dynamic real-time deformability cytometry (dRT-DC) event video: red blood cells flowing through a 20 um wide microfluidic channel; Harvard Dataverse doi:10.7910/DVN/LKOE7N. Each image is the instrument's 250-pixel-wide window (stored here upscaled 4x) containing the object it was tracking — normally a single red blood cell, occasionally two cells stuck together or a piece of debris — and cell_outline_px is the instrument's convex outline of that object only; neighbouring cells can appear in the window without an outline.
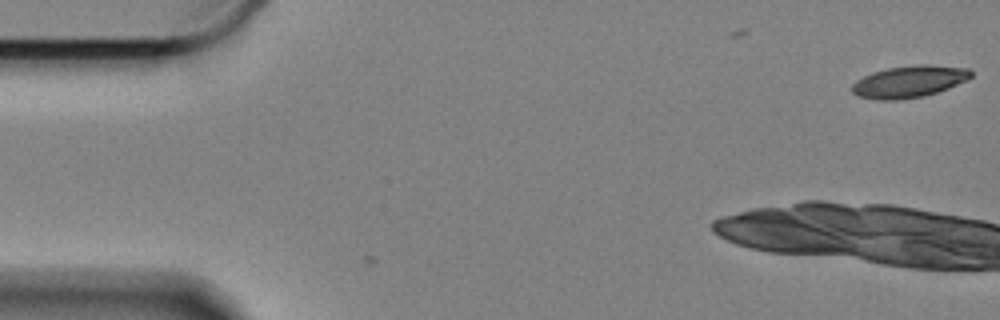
{"species": "Egyptian fruit bat (a non-hibernating species)", "species_latin": "Rousettus aegyptiacus", "temperature_condition": "cold", "stored_images_in_passage": 2, "camera_frame_rate_fps": 3000, "um_per_image_px": 0.085, "animal": {"sex": "female"}, "frame": {"image": 1, "passage_image": 2, "time_ms": 0.333, "image_size_px": [1000, 320], "cell_outline_px": [[972, 76], [968, 80], [948, 88], [924, 96], [896, 100], [876, 100], [856, 96], [852, 92], [852, 84], [856, 80], [872, 72], [888, 68], [912, 64], [928, 64], [968, 68], [972, 72]], "centroid_in_image_um": [77.27, 6.93], "position_along_channel_um": 7.7, "area_um2": 22.31}}